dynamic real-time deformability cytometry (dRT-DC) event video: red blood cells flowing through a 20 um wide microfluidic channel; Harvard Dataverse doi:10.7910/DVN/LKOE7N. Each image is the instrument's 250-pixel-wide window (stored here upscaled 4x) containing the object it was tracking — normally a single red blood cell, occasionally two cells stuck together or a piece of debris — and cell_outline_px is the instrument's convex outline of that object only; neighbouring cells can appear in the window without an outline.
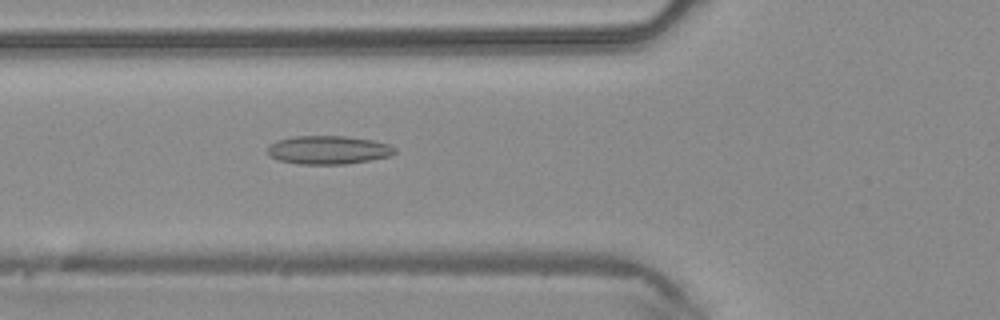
{"species": "common noctule bat (a hibernating species)", "species_latin": "Nyctalus noctula", "temperature_condition": "warm", "stored_images_in_passage": 46, "camera_frame_rate_fps": 3000, "um_per_image_px": 0.085, "animal": {"sex": "male", "body_mass_g": 20.4}, "frame": {"image": 1, "passage_image": 17, "time_ms": 5.333, "image_size_px": [1000, 320], "cell_outline_px": [[396, 152], [392, 156], [348, 164], [300, 164], [280, 160], [268, 156], [268, 148], [276, 140], [292, 136], [344, 136], [372, 140], [388, 144], [396, 148]], "centroid_in_image_um": [27.93, 12.75], "position_along_channel_um": 97.9, "area_um2": 21.15}}
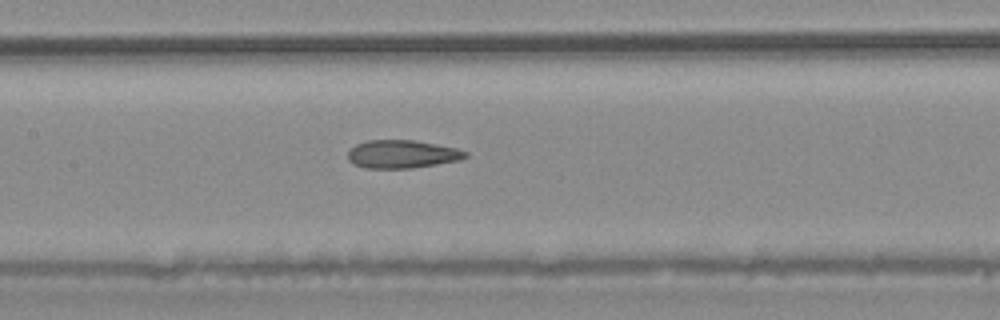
{"frame": {"image": 2, "passage_image": 22, "time_ms": 7.0, "image_size_px": [1000, 320], "cell_outline_px": [[468, 156], [460, 160], [412, 168], [364, 168], [348, 160], [348, 152], [356, 144], [368, 140], [412, 140], [456, 148], [468, 152]], "centroid_in_image_um": [34.18, 13.1], "position_along_channel_um": 173.2, "area_um2": 19.07}}
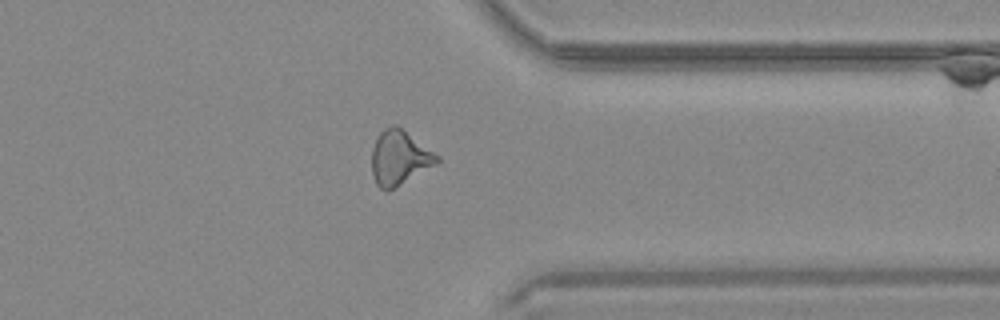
{"frame": {"image": 3, "passage_image": 36, "time_ms": 11.667, "image_size_px": [1000, 320], "cell_outline_px": [[440, 160], [436, 164], [388, 192], [380, 188], [376, 184], [372, 172], [372, 148], [380, 132], [384, 128], [392, 124], [396, 124], [440, 156]], "centroid_in_image_um": [33.94, 13.41], "position_along_channel_um": 377.5, "area_um2": 20.69}}